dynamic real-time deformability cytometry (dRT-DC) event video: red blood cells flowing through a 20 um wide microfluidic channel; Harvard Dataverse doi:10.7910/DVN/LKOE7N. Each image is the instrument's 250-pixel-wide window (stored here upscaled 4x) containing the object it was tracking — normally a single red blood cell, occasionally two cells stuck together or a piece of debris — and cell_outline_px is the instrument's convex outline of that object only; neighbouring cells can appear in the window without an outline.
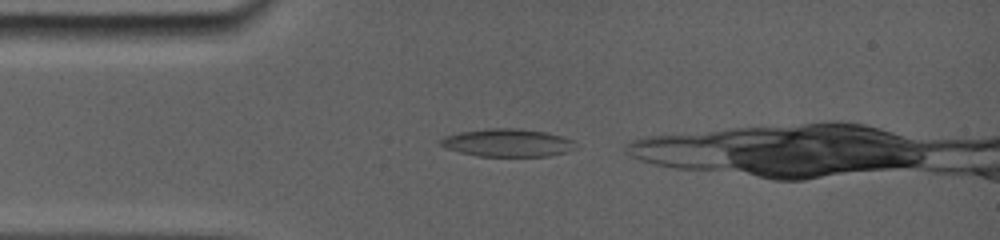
{"species": "common noctule bat (a hibernating species)", "species_latin": "Nyctalus noctula", "temperature_condition": "room temperature", "stored_images_in_passage": 5, "camera_frame_rate_fps": 5000, "um_per_image_px": 0.085, "animal": {"sex": "female", "body_mass_g": 19.0, "forearm_length_mm": 56.7}, "frame": {"image": 1, "passage_image": 2, "time_ms": 0.6, "image_size_px": [1000, 240], "cell_outline_px": [[564, 140], [560, 152], [544, 156], [480, 156], [448, 148], [440, 144], [440, 140], [448, 136], [464, 132], [496, 128], [540, 132], [556, 136]], "centroid_in_image_um": [42.85, 12.15], "position_along_channel_um": 42.1, "area_um2": 19.42}}